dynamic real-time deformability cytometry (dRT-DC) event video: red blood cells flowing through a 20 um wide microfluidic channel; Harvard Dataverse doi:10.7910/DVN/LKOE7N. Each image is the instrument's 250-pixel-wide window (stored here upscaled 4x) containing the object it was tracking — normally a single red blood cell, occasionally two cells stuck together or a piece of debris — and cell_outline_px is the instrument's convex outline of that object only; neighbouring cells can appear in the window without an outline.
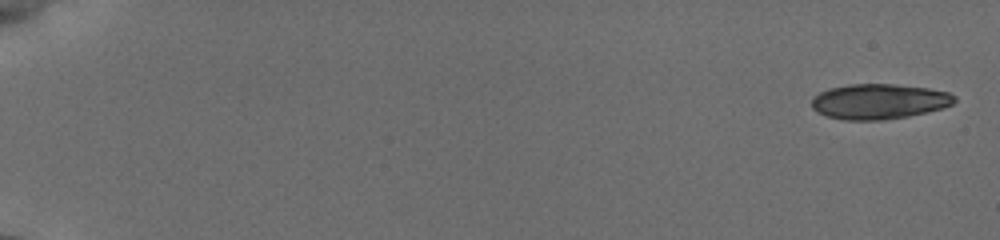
{"species": "common noctule bat (a hibernating species)", "species_latin": "Nyctalus noctula", "temperature_condition": "cold", "stored_images_in_passage": 17, "camera_frame_rate_fps": 3000, "um_per_image_px": 0.085, "animal": {"sex": "female", "body_mass_g": 19.5, "forearm_length_mm": 54.1}, "frame": {"image": 1, "passage_image": 1, "time_ms": 0.0, "image_size_px": [1000, 240], "cell_outline_px": [[956, 100], [952, 104], [944, 108], [908, 116], [884, 120], [844, 120], [828, 116], [816, 112], [812, 108], [812, 100], [820, 92], [828, 88], [852, 84], [892, 84], [928, 88], [948, 92], [956, 96]], "centroid_in_image_um": [74.73, 8.63], "position_along_channel_um": 10.3, "area_um2": 29.3}}
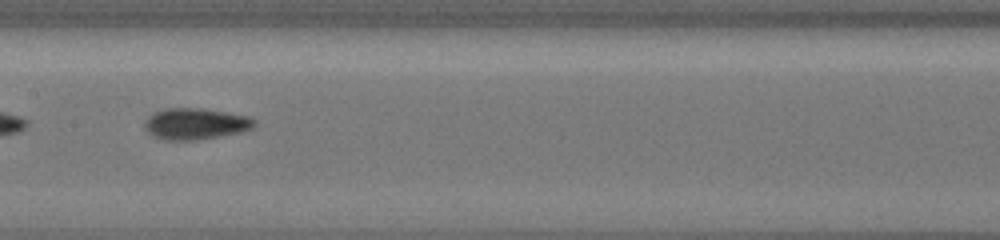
{"frame": {"image": 2, "passage_image": 15, "time_ms": 10.0, "image_size_px": [1000, 240], "cell_outline_px": [[256, 124], [252, 128], [240, 132], [192, 140], [168, 140], [156, 136], [148, 132], [144, 128], [144, 120], [152, 112], [164, 108], [204, 108], [252, 116], [256, 120]], "centroid_in_image_um": [16.62, 10.49], "position_along_channel_um": 190.8, "area_um2": 20.11}}
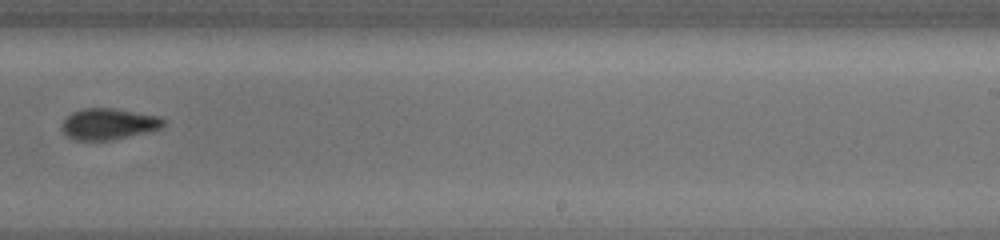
{"frame": {"image": 3, "passage_image": 17, "time_ms": 12.333, "image_size_px": [1000, 240], "cell_outline_px": [[164, 124], [160, 128], [148, 132], [112, 140], [76, 140], [68, 136], [60, 128], [60, 124], [72, 112], [84, 108], [112, 108], [160, 116], [164, 120]], "centroid_in_image_um": [9.21, 10.54], "position_along_channel_um": 279.8, "area_um2": 18.44}}